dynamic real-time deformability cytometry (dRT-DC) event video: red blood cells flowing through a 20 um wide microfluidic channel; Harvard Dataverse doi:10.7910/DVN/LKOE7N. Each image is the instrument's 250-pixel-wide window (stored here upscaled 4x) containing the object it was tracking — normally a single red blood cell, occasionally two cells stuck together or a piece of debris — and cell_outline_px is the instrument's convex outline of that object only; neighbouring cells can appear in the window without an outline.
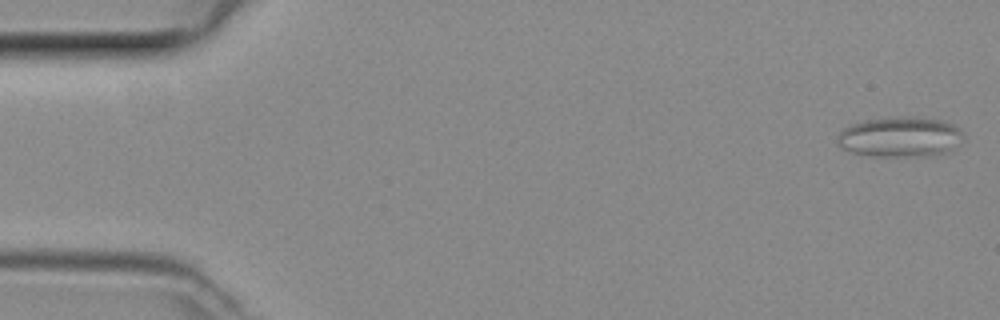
{"species": "common noctule bat (a hibernating species)", "species_latin": "Nyctalus noctula", "temperature_condition": "room temperature", "stored_images_in_passage": 48, "segment_of_instrument_passage": [1, 2], "camera_frame_rate_fps": 3000, "um_per_image_px": 0.085, "animal": {"sex": "female", "body_mass_g": 29.2, "forearm_length_mm": 56.3}, "frame": {"image": 1, "passage_image": 1, "time_ms": 0.0, "image_size_px": [1000, 320], "cell_outline_px": [[964, 136], [944, 152], [928, 156], [872, 156], [852, 152], [840, 148], [836, 136], [844, 128], [852, 124], [868, 120], [908, 116], [912, 116], [940, 120], [952, 124]], "centroid_in_image_um": [76.43, 11.64], "position_along_channel_um": 8.6, "area_um2": 28.9}}
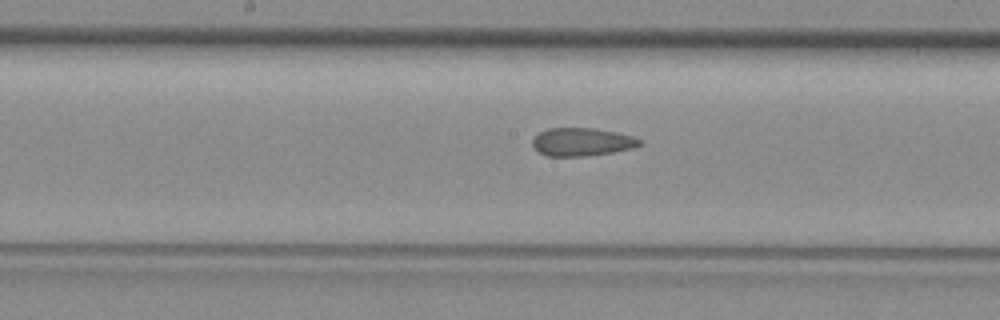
{"frame": {"image": 2, "passage_image": 24, "time_ms": 7.667, "image_size_px": [1000, 320], "cell_outline_px": [[640, 144], [632, 148], [612, 152], [584, 156], [544, 156], [532, 144], [532, 140], [540, 132], [548, 128], [596, 128], [616, 132], [632, 136], [640, 140]], "centroid_in_image_um": [49.44, 12.06], "position_along_channel_um": 198.8, "area_um2": 17.34}}
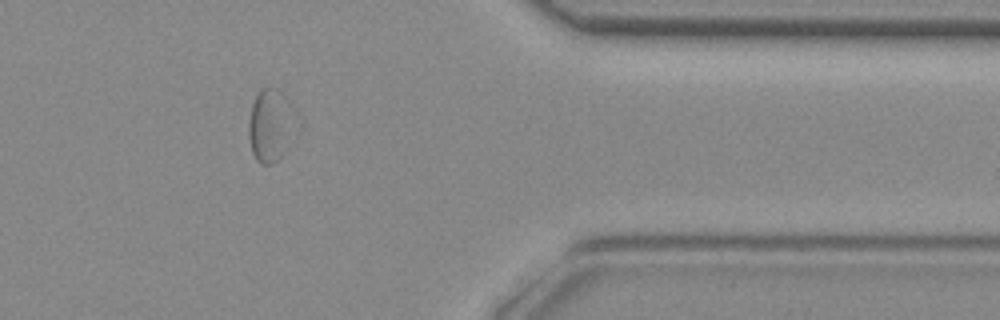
{"frame": {"image": 3, "passage_image": 39, "time_ms": 12.667, "image_size_px": [1000, 320], "cell_outline_px": [[284, 152], [272, 164], [260, 164], [256, 160], [252, 152], [248, 136], [248, 124], [252, 104], [256, 96], [264, 88], [268, 88]], "centroid_in_image_um": [22.46, 11.06], "position_along_channel_um": 388.9, "area_um2": 13.35}}